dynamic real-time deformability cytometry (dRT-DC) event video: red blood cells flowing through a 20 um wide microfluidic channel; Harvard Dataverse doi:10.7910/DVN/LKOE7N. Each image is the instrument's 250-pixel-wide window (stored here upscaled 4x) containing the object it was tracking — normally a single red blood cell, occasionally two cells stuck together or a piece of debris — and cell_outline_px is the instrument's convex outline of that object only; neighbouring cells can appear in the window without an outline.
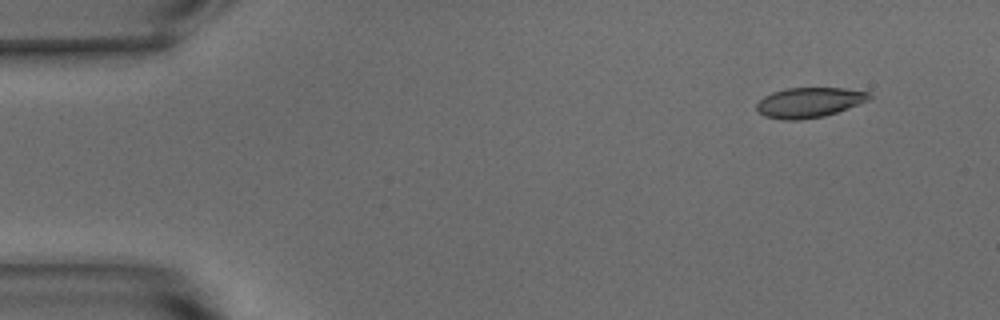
{"species": "common noctule bat (a hibernating species)", "species_latin": "Nyctalus noctula", "temperature_condition": "warm", "stored_images_in_passage": 49, "camera_frame_rate_fps": 3000, "um_per_image_px": 0.085, "animal": {"sex": "male", "body_mass_g": 15.6}, "frame": {"image": 1, "passage_image": 1, "time_ms": 0.0, "image_size_px": [1000, 320], "cell_outline_px": [[872, 100], [824, 116], [796, 120], [784, 120], [764, 116], [756, 108], [756, 104], [764, 96], [772, 92], [788, 88], [844, 88], [868, 92], [872, 96]], "centroid_in_image_um": [68.8, 8.7], "position_along_channel_um": 16.2, "area_um2": 19.71}}
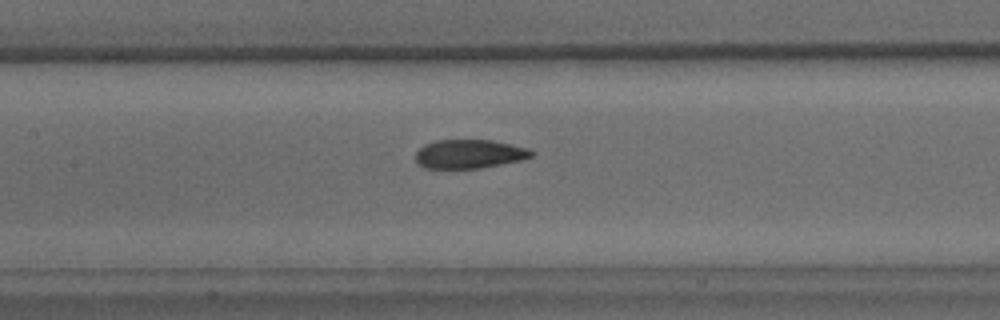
{"frame": {"image": 2, "passage_image": 21, "time_ms": 6.667, "image_size_px": [1000, 320], "cell_outline_px": [[536, 152], [532, 156], [524, 160], [480, 168], [424, 168], [416, 164], [416, 152], [424, 144], [436, 140], [492, 140], [528, 148]], "centroid_in_image_um": [39.9, 13.09], "position_along_channel_um": 167.5, "area_um2": 19.65}}
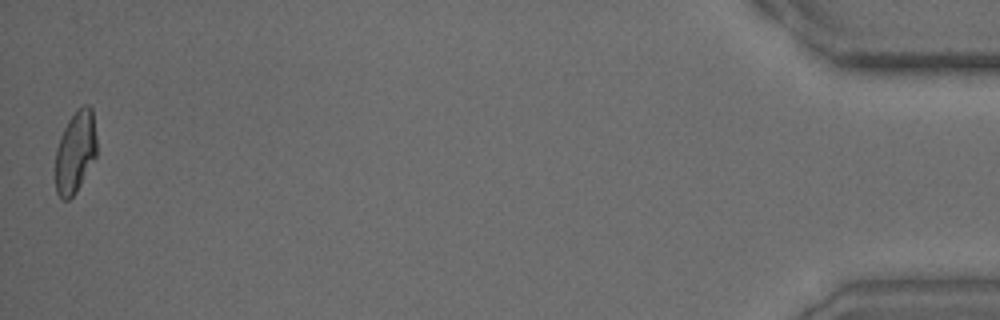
{"frame": {"image": 3, "passage_image": 49, "time_ms": 16.0, "image_size_px": [1000, 320], "cell_outline_px": [[96, 156], [76, 192], [68, 200], [64, 200], [56, 192], [56, 148], [60, 136], [68, 120], [84, 104], [88, 104], [92, 108], [96, 136]], "centroid_in_image_um": [6.41, 12.91], "position_along_channel_um": 428.8, "area_um2": 19.54}, "authors_computed_cell_mechanics": {"area_um2": 20.4034, "velocity_mm_per_s": 3.7982, "shape_relaxation_time_tau1_ms": 5.4474, "shape_relaxation_time_tau2_ms": 1.1904, "deformation_change_tau1": 0.1685, "deformation_change_tau2": 0.0624}}